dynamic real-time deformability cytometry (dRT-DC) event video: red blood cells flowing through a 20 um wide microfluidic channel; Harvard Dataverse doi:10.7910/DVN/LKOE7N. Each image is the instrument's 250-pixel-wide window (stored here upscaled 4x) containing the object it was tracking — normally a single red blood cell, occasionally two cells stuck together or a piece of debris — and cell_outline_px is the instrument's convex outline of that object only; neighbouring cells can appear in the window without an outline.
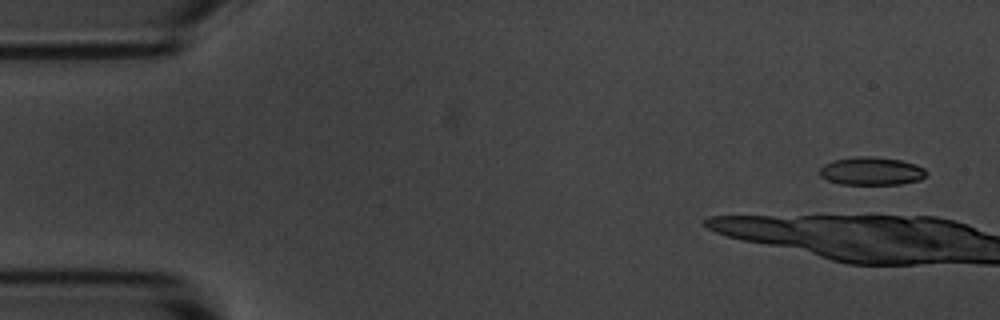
{"species": "common noctule bat (a hibernating species)", "species_latin": "Nyctalus noctula", "temperature_condition": "room temperature", "stored_images_in_passage": 5, "camera_frame_rate_fps": 3000, "um_per_image_px": 0.085, "animal": {"sex": "male", "body_mass_g": 20.1, "forearm_length_mm": 53.5}, "frame": {"image": 1, "passage_image": 1, "time_ms": 0.0, "image_size_px": [1000, 320], "cell_outline_px": [[928, 172], [920, 180], [900, 184], [840, 184], [828, 180], [820, 176], [820, 168], [824, 164], [832, 160], [856, 156], [876, 156], [900, 160], [916, 164], [924, 168]], "centroid_in_image_um": [74.07, 14.53], "position_along_channel_um": 10.9, "area_um2": 17.57}}